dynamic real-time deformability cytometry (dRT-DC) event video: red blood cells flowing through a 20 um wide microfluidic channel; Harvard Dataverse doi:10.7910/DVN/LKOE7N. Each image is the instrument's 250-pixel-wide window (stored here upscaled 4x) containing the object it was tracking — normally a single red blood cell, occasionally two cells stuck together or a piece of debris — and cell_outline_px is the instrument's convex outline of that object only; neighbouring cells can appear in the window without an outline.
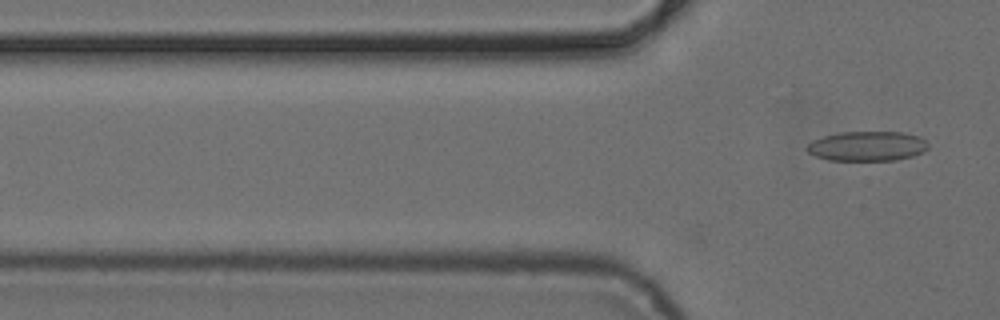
{"species": "common noctule bat (a hibernating species)", "species_latin": "Nyctalus noctula", "temperature_condition": "cold", "stored_images_in_passage": 7, "camera_frame_rate_fps": 3000, "um_per_image_px": 0.085, "animal": {"sex": "female", "body_mass_g": 24.6, "forearm_length_mm": 56.2}, "frame": {"image": 1, "passage_image": 7, "time_ms": 7.333, "image_size_px": [1000, 320], "cell_outline_px": [[928, 148], [924, 152], [912, 156], [896, 160], [828, 160], [816, 156], [808, 152], [808, 144], [812, 140], [824, 136], [840, 132], [900, 132], [920, 136], [928, 144]], "centroid_in_image_um": [73.73, 12.42], "position_along_channel_um": 52.1, "area_um2": 20.92}}